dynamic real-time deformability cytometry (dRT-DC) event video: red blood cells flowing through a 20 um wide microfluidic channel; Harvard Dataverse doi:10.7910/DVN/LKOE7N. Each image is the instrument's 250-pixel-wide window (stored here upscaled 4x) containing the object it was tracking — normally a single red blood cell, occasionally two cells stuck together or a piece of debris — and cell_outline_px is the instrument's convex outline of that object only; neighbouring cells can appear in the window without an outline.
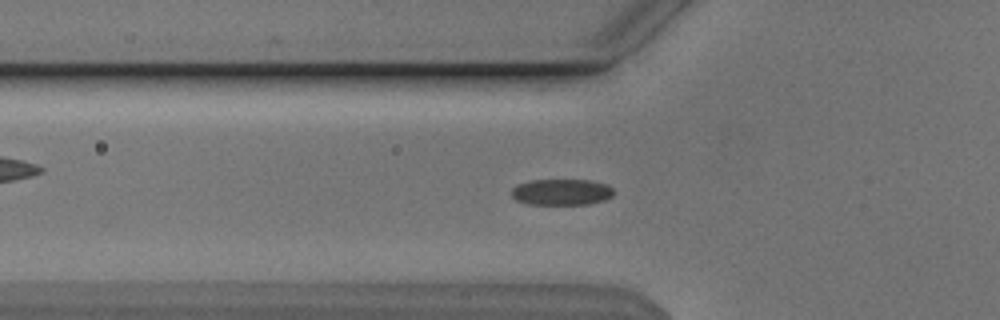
{"species": "Egyptian fruit bat (a non-hibernating species)", "species_latin": "Rousettus aegyptiacus", "temperature_condition": "cold", "stored_images_in_passage": 21, "camera_frame_rate_fps": 3000, "um_per_image_px": 0.085, "animal": {"sex": "male"}, "frame": {"image": 1, "passage_image": 2, "time_ms": 0.333, "image_size_px": [1000, 320], "cell_outline_px": [[612, 196], [604, 200], [588, 204], [528, 204], [516, 200], [512, 196], [512, 188], [516, 184], [532, 180], [588, 180], [608, 184], [612, 188]], "centroid_in_image_um": [47.71, 16.32], "position_along_channel_um": 78.1, "area_um2": 15.55}}
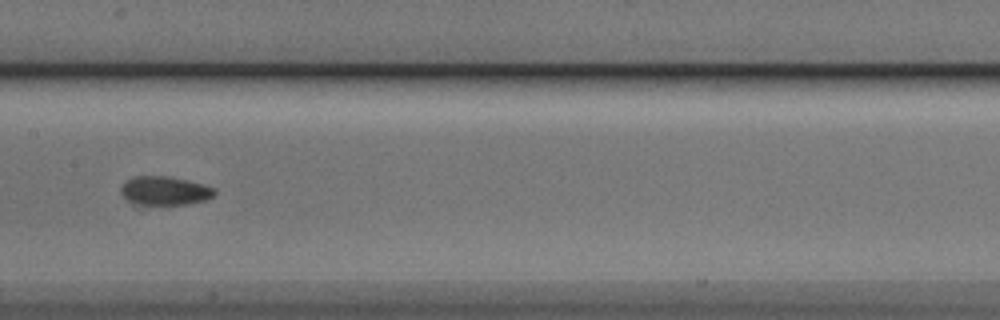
{"frame": {"image": 2, "passage_image": 11, "time_ms": 3.333, "image_size_px": [1000, 320], "cell_outline_px": [[216, 192], [212, 196], [204, 200], [184, 204], [132, 204], [120, 192], [120, 188], [124, 180], [132, 176], [168, 176], [188, 180], [204, 184], [212, 188]], "centroid_in_image_um": [13.94, 16.19], "position_along_channel_um": 193.5, "area_um2": 15.66}}
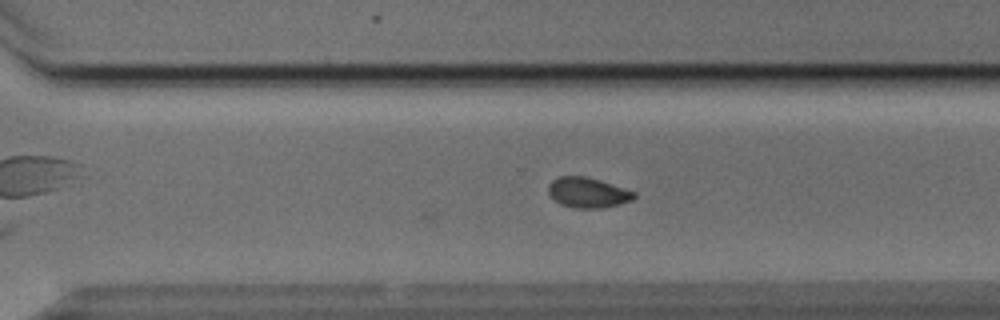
{"frame": {"image": 3, "passage_image": 21, "time_ms": 6.667, "image_size_px": [1000, 320], "cell_outline_px": [[636, 196], [632, 200], [620, 204], [600, 208], [576, 208], [560, 204], [548, 192], [548, 184], [552, 180], [560, 176], [584, 176], [600, 180], [636, 192]], "centroid_in_image_um": [49.97, 16.36], "position_along_channel_um": 320.6, "area_um2": 15.03}}